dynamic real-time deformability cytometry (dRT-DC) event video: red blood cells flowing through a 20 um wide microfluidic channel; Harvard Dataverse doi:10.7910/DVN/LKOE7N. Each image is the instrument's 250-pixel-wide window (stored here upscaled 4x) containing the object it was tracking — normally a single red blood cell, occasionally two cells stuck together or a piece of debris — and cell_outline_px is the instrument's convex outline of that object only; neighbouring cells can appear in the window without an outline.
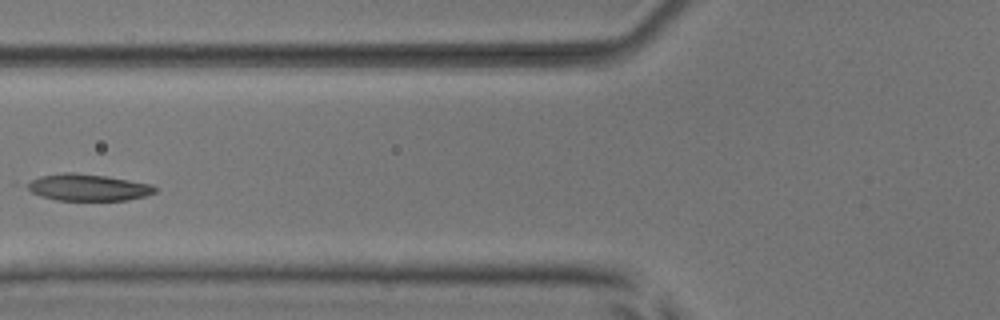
{"species": "common noctule bat (a hibernating species)", "species_latin": "Nyctalus noctula", "temperature_condition": "room temperature", "stored_images_in_passage": 7, "camera_frame_rate_fps": 3000, "um_per_image_px": 0.085, "animal": {"sex": "male", "body_mass_g": 17.9, "forearm_length_mm": 54.2}, "frame": {"image": 1, "passage_image": 5, "time_ms": 4.667, "image_size_px": [1000, 320], "cell_outline_px": [[160, 188], [156, 192], [144, 196], [128, 200], [56, 200], [40, 196], [32, 192], [12, 180], [64, 172], [72, 172], [108, 176], [152, 184]], "centroid_in_image_um": [7.29, 15.9], "position_along_channel_um": 118.5, "area_um2": 20.92}}
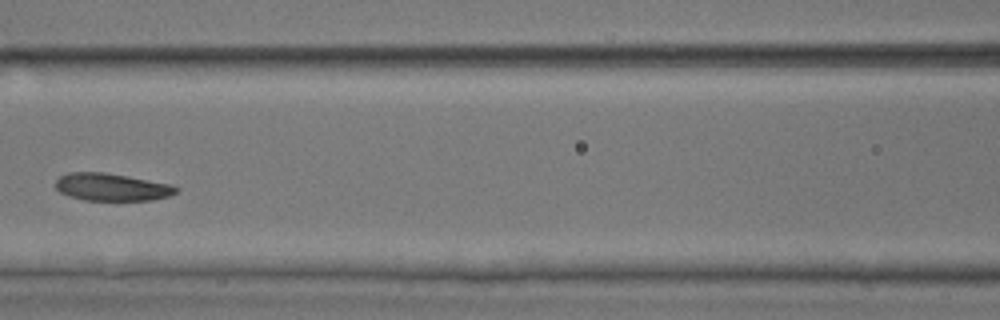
{"frame": {"image": 2, "passage_image": 6, "time_ms": 5.667, "image_size_px": [1000, 320], "cell_outline_px": [[180, 188], [176, 192], [168, 196], [152, 200], [84, 200], [60, 192], [56, 188], [56, 180], [60, 176], [68, 172], [104, 172], [128, 176], [172, 184]], "centroid_in_image_um": [9.52, 15.89], "position_along_channel_um": 157.1, "area_um2": 19.25}}